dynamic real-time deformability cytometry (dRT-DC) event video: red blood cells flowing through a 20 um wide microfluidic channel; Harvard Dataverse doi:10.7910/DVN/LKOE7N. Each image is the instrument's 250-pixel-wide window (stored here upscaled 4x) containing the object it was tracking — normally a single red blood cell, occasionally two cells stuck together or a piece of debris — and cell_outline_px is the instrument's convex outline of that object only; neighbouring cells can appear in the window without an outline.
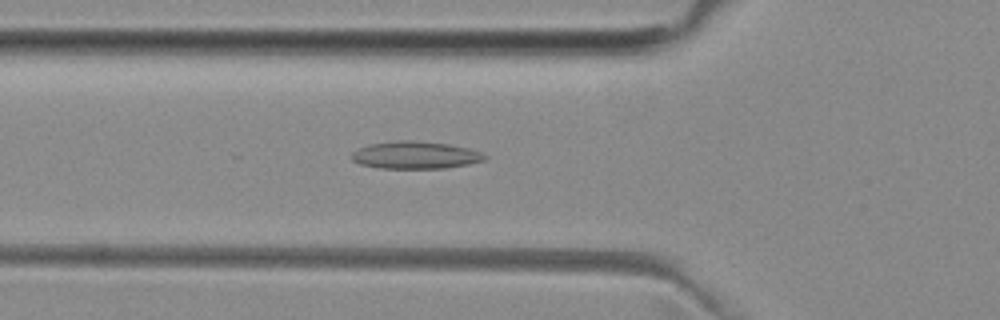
{"species": "common noctule bat (a hibernating species)", "species_latin": "Nyctalus noctula", "temperature_condition": "room temperature", "stored_images_in_passage": 51, "camera_frame_rate_fps": 3000, "um_per_image_px": 0.085, "animal": {"sex": "female", "body_mass_g": 29.2, "forearm_length_mm": 56.3}, "frame": {"image": 1, "passage_image": 18, "time_ms": 5.667, "image_size_px": [1000, 320], "cell_outline_px": [[488, 156], [484, 160], [468, 164], [444, 168], [380, 168], [360, 164], [352, 160], [352, 152], [368, 144], [396, 140], [412, 140], [448, 144], [468, 148], [480, 152]], "centroid_in_image_um": [35.29, 13.18], "position_along_channel_um": 90.5, "area_um2": 21.15}}
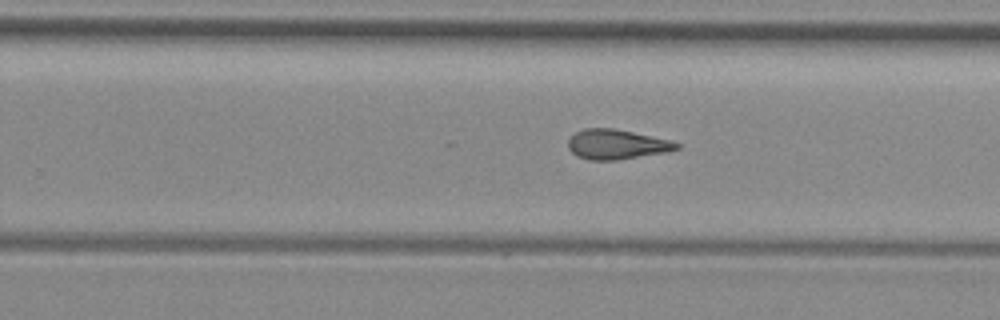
{"frame": {"image": 2, "passage_image": 32, "time_ms": 10.333, "image_size_px": [1000, 320], "cell_outline_px": [[680, 148], [668, 152], [616, 160], [588, 160], [576, 156], [568, 148], [568, 136], [584, 128], [612, 128], [672, 140], [680, 144]], "centroid_in_image_um": [52.4, 12.27], "position_along_channel_um": 277.4, "area_um2": 19.02}}
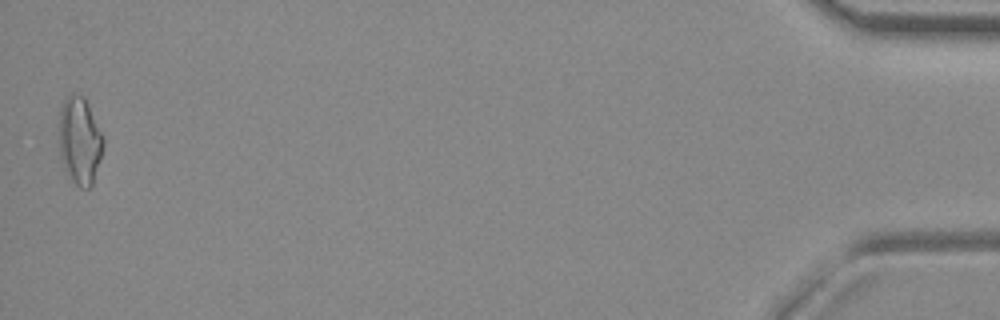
{"frame": {"image": 3, "passage_image": 51, "time_ms": 16.667, "image_size_px": [1000, 320], "cell_outline_px": [[104, 144], [100, 160], [92, 184], [88, 188], [80, 188], [64, 172], [60, 156], [60, 108], [64, 100], [72, 92], [76, 92], [84, 96], [104, 136]], "centroid_in_image_um": [6.78, 11.95], "position_along_channel_um": 428.4, "area_um2": 22.72}, "authors_computed_cell_mechanics": {"area_um2": 19.4786, "velocity_mm_per_s": 4.0046, "shape_relaxation_time_tau1_ms": null, "shape_relaxation_time_tau2_ms": 4.3194, "deformation_change_tau1": null, "deformation_change_tau2": 0.1394}}